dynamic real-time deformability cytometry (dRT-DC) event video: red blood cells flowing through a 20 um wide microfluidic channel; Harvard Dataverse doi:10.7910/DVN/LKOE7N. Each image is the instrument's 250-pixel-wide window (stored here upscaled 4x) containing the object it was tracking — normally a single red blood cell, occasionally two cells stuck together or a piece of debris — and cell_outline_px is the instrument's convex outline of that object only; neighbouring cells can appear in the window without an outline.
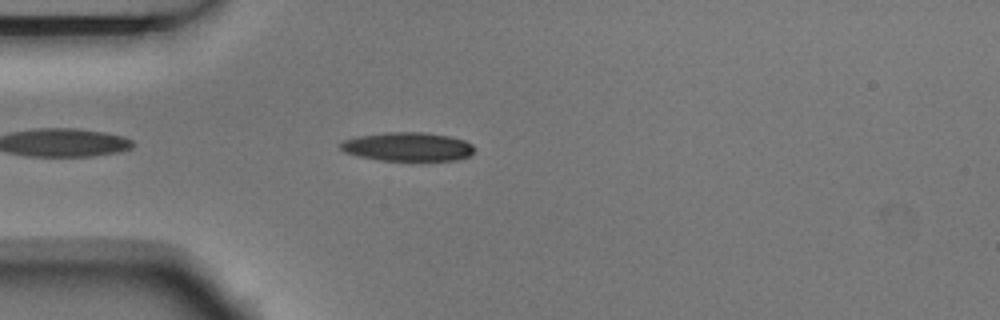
{"species": "Egyptian fruit bat (a non-hibernating species)", "species_latin": "Rousettus aegyptiacus", "temperature_condition": "room temperature", "stored_images_in_passage": 4, "camera_frame_rate_fps": 3000, "um_per_image_px": 0.085, "animal": {"sex": "male"}, "frame": {"image": 1, "passage_image": 4, "time_ms": 1.0, "image_size_px": [1000, 320], "cell_outline_px": [[476, 148], [468, 156], [456, 160], [380, 160], [360, 156], [344, 152], [340, 148], [340, 144], [344, 140], [360, 136], [384, 132], [424, 132], [448, 136], [464, 140], [472, 144]], "centroid_in_image_um": [34.67, 12.46], "position_along_channel_um": 50.3, "area_um2": 22.25}}